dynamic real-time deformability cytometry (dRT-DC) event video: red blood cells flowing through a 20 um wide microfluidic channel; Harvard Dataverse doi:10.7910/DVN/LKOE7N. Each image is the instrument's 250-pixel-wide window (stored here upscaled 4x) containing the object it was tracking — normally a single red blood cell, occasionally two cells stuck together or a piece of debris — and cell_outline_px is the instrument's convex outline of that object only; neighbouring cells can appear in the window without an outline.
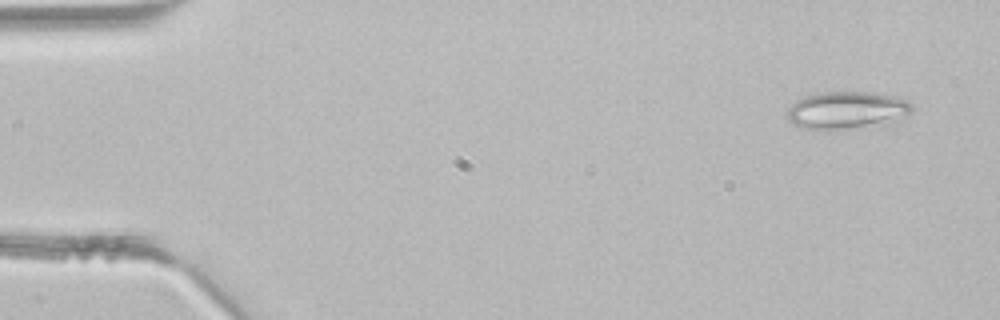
{"species": "common noctule bat (a hibernating species)", "species_latin": "Nyctalus noctula", "temperature_condition": "room temperature", "stored_images_in_passage": 3, "camera_frame_rate_fps": 3000, "um_per_image_px": 0.085, "animal": {"sex": "male", "body_mass_g": 21.5, "forearm_length_mm": 52.0}, "frame": {"image": 1, "passage_image": 1, "time_ms": 0.0, "image_size_px": [1000, 320], "cell_outline_px": [[912, 112], [908, 116], [900, 120], [888, 124], [824, 132], [800, 128], [792, 124], [784, 116], [788, 108], [796, 100], [804, 96], [816, 92], [872, 92], [892, 96], [908, 100], [912, 104]], "centroid_in_image_um": [71.95, 9.41], "position_along_channel_um": 13.1, "area_um2": 28.5}}